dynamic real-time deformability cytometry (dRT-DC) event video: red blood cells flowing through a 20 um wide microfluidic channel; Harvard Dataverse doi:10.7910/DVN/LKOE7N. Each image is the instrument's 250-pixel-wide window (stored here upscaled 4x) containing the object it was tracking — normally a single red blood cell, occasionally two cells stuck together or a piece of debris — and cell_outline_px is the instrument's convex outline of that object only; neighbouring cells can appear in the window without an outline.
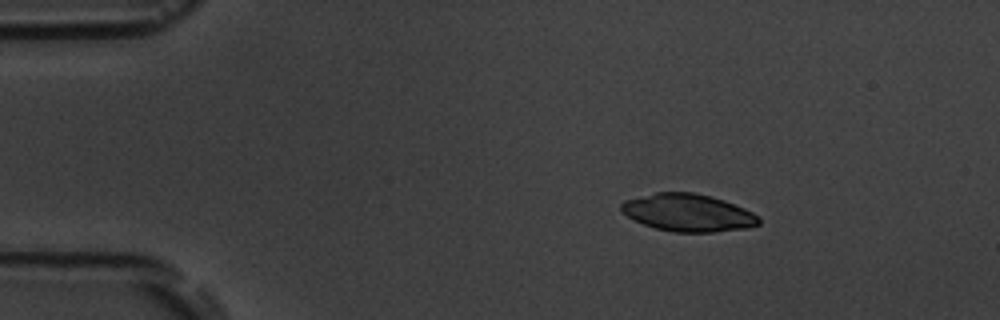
{"species": "common noctule bat (a hibernating species)", "species_latin": "Nyctalus noctula", "temperature_condition": "room temperature", "stored_images_in_passage": 14, "camera_frame_rate_fps": 3000, "um_per_image_px": 0.085, "animal": {"sex": "male", "body_mass_g": 19.5, "forearm_length_mm": 54.6}, "frame": {"image": 1, "passage_image": 2, "time_ms": 1.333, "image_size_px": [1000, 320], "cell_outline_px": [[760, 224], [748, 228], [712, 232], [672, 232], [656, 228], [644, 224], [620, 212], [620, 204], [624, 200], [656, 192], [692, 192], [712, 196], [724, 200], [744, 208], [760, 216]], "centroid_in_image_um": [58.49, 18.07], "position_along_channel_um": 26.5, "area_um2": 30.17}}